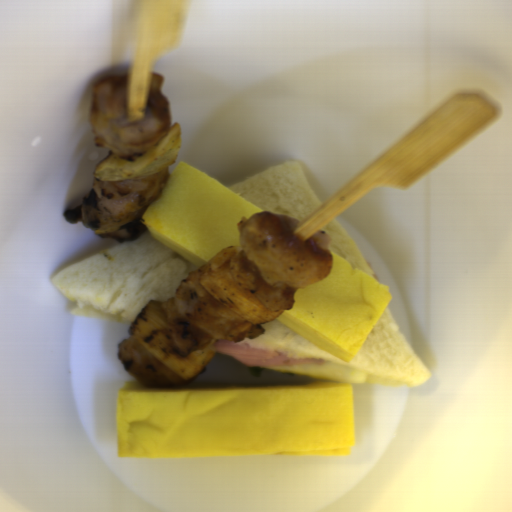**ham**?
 <instances>
[{
  "label": "ham",
  "mask_w": 512,
  "mask_h": 512,
  "mask_svg": "<svg viewBox=\"0 0 512 512\" xmlns=\"http://www.w3.org/2000/svg\"><path fill=\"white\" fill-rule=\"evenodd\" d=\"M211 340L217 347L215 354L235 358L247 367L321 366L325 362L320 358L292 357L253 344L225 341L219 337Z\"/></svg>",
  "instance_id": "ham-1"
}]
</instances>
